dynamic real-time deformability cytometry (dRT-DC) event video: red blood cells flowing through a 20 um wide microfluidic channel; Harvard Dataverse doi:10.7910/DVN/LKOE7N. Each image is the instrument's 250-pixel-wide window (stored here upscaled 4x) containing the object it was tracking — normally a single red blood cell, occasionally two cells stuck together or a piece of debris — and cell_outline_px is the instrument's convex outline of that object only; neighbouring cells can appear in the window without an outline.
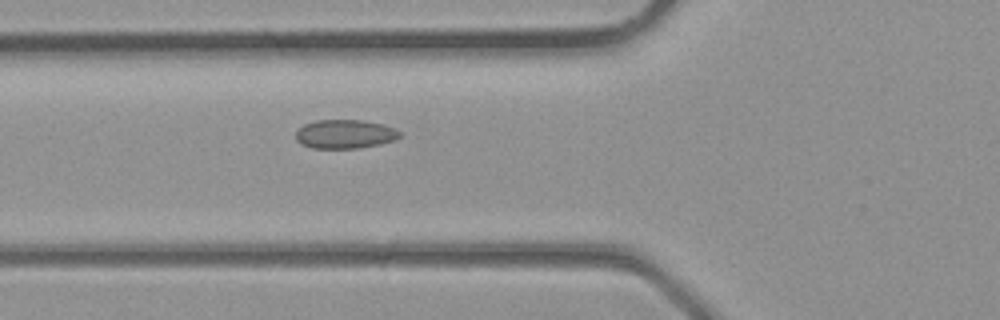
{"species": "common noctule bat (a hibernating species)", "species_latin": "Nyctalus noctula", "temperature_condition": "room temperature", "stored_images_in_passage": 7, "camera_frame_rate_fps": 3000, "um_per_image_px": 0.085, "animal": {"sex": "male", "body_mass_g": 23.1, "forearm_length_mm": 52.7}, "frame": {"image": 1, "passage_image": 6, "time_ms": 1.667, "image_size_px": [1000, 320], "cell_outline_px": [[400, 136], [396, 140], [380, 144], [360, 148], [312, 148], [300, 144], [296, 140], [296, 132], [304, 124], [316, 120], [364, 120], [380, 124], [392, 128], [400, 132]], "centroid_in_image_um": [29.29, 11.4], "position_along_channel_um": 96.5, "area_um2": 17.46}}